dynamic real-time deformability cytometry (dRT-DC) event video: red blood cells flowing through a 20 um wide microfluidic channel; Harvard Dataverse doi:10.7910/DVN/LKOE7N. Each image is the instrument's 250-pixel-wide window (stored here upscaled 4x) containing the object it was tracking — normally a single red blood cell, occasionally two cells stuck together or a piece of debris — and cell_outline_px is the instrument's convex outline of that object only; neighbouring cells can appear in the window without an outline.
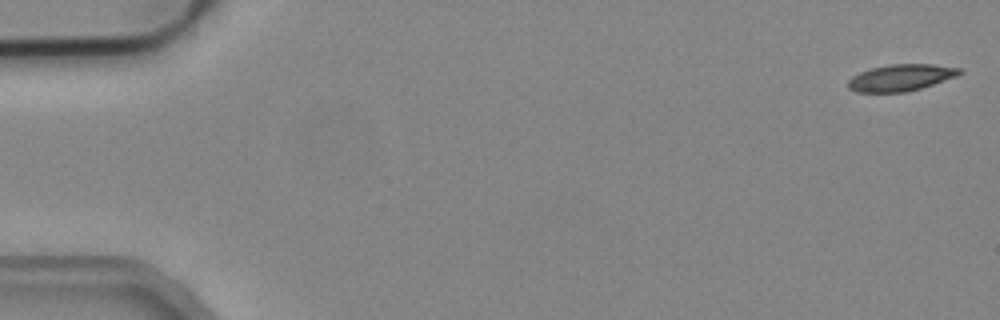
{"species": "common noctule bat (a hibernating species)", "species_latin": "Nyctalus noctula", "temperature_condition": "cold", "stored_images_in_passage": 5, "camera_frame_rate_fps": 3000, "um_per_image_px": 0.085, "animal": {"sex": "male", "body_mass_g": 19.2, "forearm_length_mm": 51.8}, "frame": {"image": 1, "passage_image": 1, "time_ms": 0.0, "image_size_px": [1000, 320], "cell_outline_px": [[964, 72], [956, 76], [920, 88], [904, 92], [856, 92], [848, 88], [848, 80], [852, 76], [860, 72], [872, 68], [888, 64], [932, 64], [964, 68]], "centroid_in_image_um": [76.58, 6.59], "position_along_channel_um": 8.4, "area_um2": 17.28}}
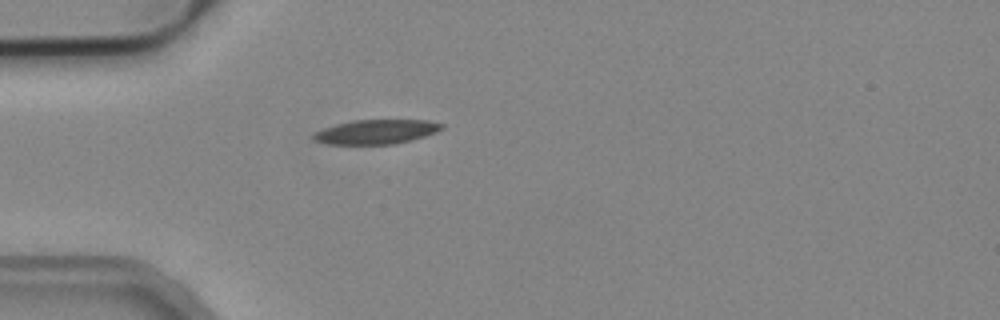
{"frame": {"image": 2, "passage_image": 5, "time_ms": 1.333, "image_size_px": [1000, 320], "cell_outline_px": [[444, 128], [436, 132], [412, 140], [396, 144], [324, 144], [312, 140], [312, 136], [316, 132], [324, 128], [336, 124], [352, 120], [428, 120], [444, 124]], "centroid_in_image_um": [31.98, 11.2], "position_along_channel_um": 53.0, "area_um2": 18.32}}